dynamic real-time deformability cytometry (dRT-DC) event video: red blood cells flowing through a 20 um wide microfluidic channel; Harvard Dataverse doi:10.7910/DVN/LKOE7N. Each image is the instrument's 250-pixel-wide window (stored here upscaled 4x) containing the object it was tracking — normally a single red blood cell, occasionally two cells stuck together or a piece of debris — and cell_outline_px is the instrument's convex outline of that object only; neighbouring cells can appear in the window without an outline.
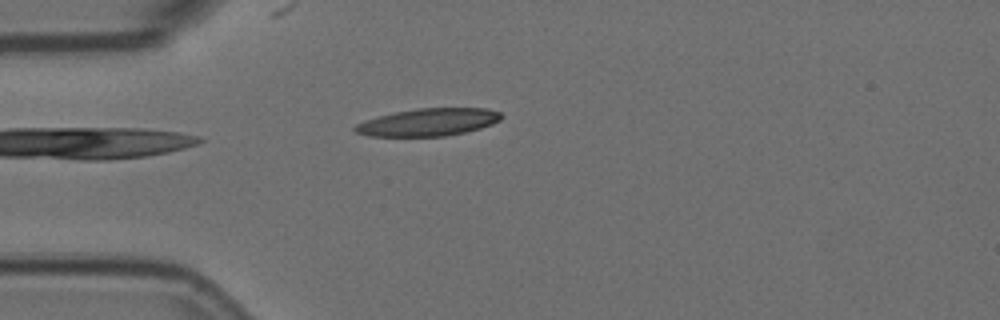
{"species": "Egyptian fruit bat (a non-hibernating species)", "species_latin": "Rousettus aegyptiacus", "temperature_condition": "room temperature", "stored_images_in_passage": 1, "camera_frame_rate_fps": 3000, "um_per_image_px": 0.085, "animal": {"sex": "female"}, "frame": {"image": 1, "passage_image": 1, "time_ms": 0.0, "image_size_px": [1000, 320], "cell_outline_px": [[500, 120], [492, 124], [480, 128], [464, 132], [444, 136], [368, 136], [356, 132], [352, 128], [356, 124], [380, 116], [396, 112], [420, 108], [488, 108], [500, 112]], "centroid_in_image_um": [36.42, 10.39], "position_along_channel_um": 48.6, "area_um2": 23.12}}